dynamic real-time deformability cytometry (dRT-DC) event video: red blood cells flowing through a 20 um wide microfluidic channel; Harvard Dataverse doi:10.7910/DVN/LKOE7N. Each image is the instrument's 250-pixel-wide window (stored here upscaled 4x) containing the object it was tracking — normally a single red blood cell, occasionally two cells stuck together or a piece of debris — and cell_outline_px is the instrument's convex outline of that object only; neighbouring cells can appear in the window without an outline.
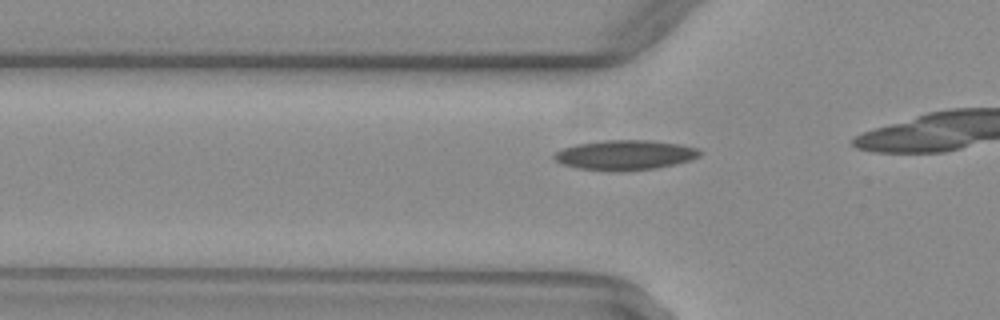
{"species": "common noctule bat (a hibernating species)", "species_latin": "Nyctalus noctula", "temperature_condition": "warm", "stored_images_in_passage": 7, "camera_frame_rate_fps": 3000, "um_per_image_px": 0.085, "animal": {"sex": "female", "body_mass_g": 29.2, "forearm_length_mm": 56.3}, "frame": {"image": 1, "passage_image": 2, "time_ms": 0.333, "image_size_px": [1000, 320], "cell_outline_px": [[704, 152], [700, 156], [688, 160], [656, 168], [620, 172], [580, 168], [560, 164], [552, 156], [556, 152], [564, 148], [576, 144], [604, 140], [652, 140], [680, 144], [696, 148]], "centroid_in_image_um": [53.12, 13.17], "position_along_channel_um": 72.7, "area_um2": 25.32}}
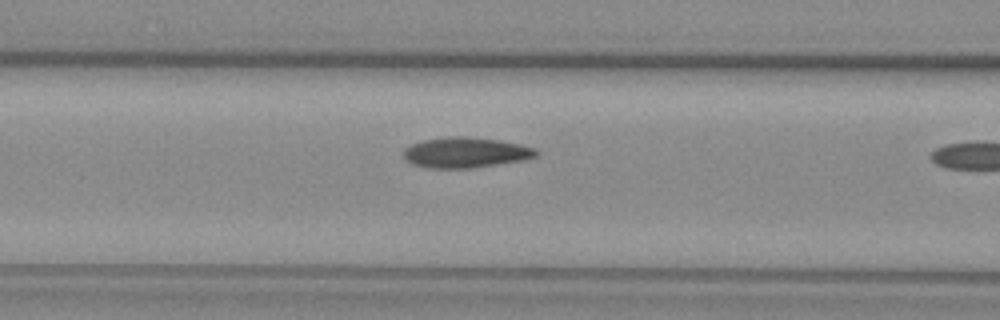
{"frame": {"image": 2, "passage_image": 6, "time_ms": 1.667, "image_size_px": [1000, 320], "cell_outline_px": [[540, 152], [536, 156], [520, 160], [472, 168], [424, 168], [412, 164], [404, 160], [404, 148], [420, 140], [448, 136], [468, 136], [500, 140], [520, 144], [536, 148]], "centroid_in_image_um": [39.53, 12.95], "position_along_channel_um": 127.1, "area_um2": 23.76}}